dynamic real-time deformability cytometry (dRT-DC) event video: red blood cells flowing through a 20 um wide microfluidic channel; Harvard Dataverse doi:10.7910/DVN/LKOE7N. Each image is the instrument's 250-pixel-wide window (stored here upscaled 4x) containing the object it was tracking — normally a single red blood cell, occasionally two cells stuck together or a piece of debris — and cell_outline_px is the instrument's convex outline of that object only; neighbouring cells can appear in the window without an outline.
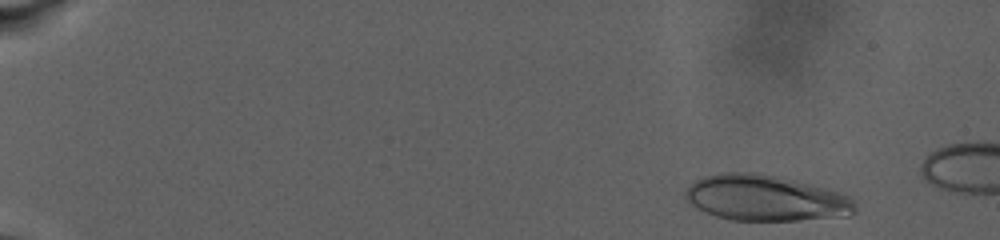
{"species": "human", "species_latin": "Homo sapiens", "temperature_condition": "warm", "stored_images_in_passage": 63, "camera_frame_rate_fps": 3000, "um_per_image_px": 0.085, "donor": {"sex": "male"}, "frame": {"image": 1, "passage_image": 4, "time_ms": 1.0, "image_size_px": [1000, 240], "cell_outline_px": [[856, 212], [848, 216], [800, 220], [732, 220], [716, 216], [692, 204], [684, 196], [684, 192], [696, 180], [704, 176], [724, 172], [752, 172], [776, 176], [812, 184], [844, 192], [852, 196], [856, 208]], "centroid_in_image_um": [65.16, 16.83], "position_along_channel_um": 19.8, "area_um2": 45.37}}
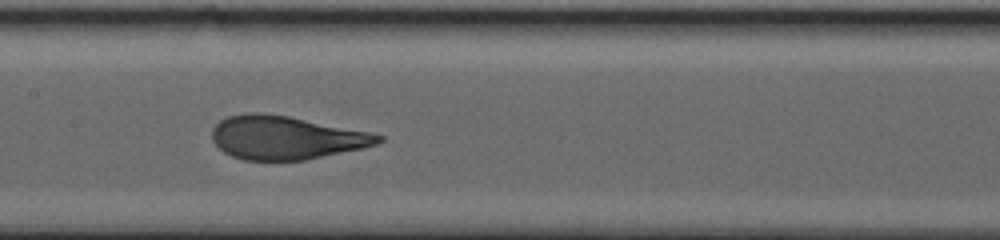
{"frame": {"image": 2, "passage_image": 47, "time_ms": 13.0, "image_size_px": [1000, 240], "cell_outline_px": [[384, 140], [376, 144], [364, 148], [304, 160], [244, 160], [232, 156], [224, 152], [212, 140], [212, 128], [220, 120], [228, 116], [244, 112], [264, 112], [288, 116], [368, 132], [384, 136]], "centroid_in_image_um": [24.27, 11.69], "position_along_channel_um": 183.1, "area_um2": 41.96}}
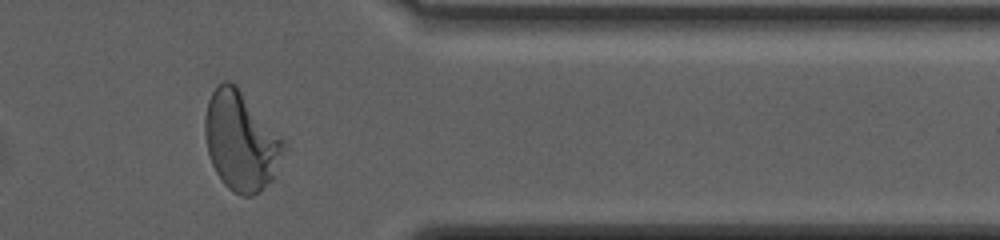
{"frame": {"image": 3, "passage_image": 61, "time_ms": 21.0, "image_size_px": [1000, 240], "cell_outline_px": [[288, 148], [276, 176], [260, 192], [252, 196], [240, 196], [232, 192], [220, 180], [212, 164], [208, 152], [204, 136], [204, 116], [208, 100], [212, 92], [224, 80], [228, 80], [236, 84], [288, 144]], "centroid_in_image_um": [20.51, 12.02], "position_along_channel_um": 390.9, "area_um2": 46.3}, "authors_computed_cell_mechanics": {"area_um2": 42.3674, "velocity_mm_per_s": 2.6921, "shape_relaxation_time_tau1_ms": 7.0205, "shape_relaxation_time_tau2_ms": null, "deformation_change_tau1": 0.2569, "deformation_change_tau2": null}}